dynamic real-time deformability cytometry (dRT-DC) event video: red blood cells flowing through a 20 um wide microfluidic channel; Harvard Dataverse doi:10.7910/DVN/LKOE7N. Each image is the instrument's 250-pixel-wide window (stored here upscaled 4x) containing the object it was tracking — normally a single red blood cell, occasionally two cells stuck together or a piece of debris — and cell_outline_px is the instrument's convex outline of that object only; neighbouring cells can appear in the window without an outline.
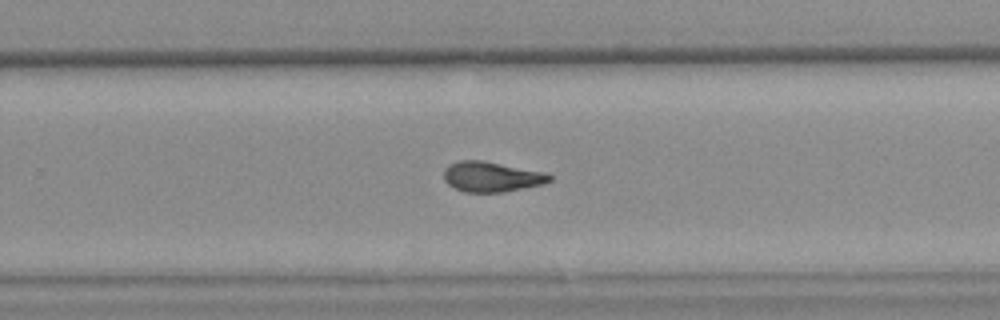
{"species": "common noctule bat (a hibernating species)", "species_latin": "Nyctalus noctula", "temperature_condition": "warm", "stored_images_in_passage": 10, "camera_frame_rate_fps": 3000, "um_per_image_px": 0.085, "animal": {"sex": "female", "body_mass_g": 25.1}, "frame": {"image": 1, "passage_image": 9, "time_ms": 2.667, "image_size_px": [1000, 320], "cell_outline_px": [[552, 180], [544, 184], [504, 192], [464, 192], [448, 184], [444, 180], [444, 168], [448, 164], [456, 160], [484, 160], [544, 172], [552, 176]], "centroid_in_image_um": [41.77, 15.01], "position_along_channel_um": 288.0, "area_um2": 18.79}}